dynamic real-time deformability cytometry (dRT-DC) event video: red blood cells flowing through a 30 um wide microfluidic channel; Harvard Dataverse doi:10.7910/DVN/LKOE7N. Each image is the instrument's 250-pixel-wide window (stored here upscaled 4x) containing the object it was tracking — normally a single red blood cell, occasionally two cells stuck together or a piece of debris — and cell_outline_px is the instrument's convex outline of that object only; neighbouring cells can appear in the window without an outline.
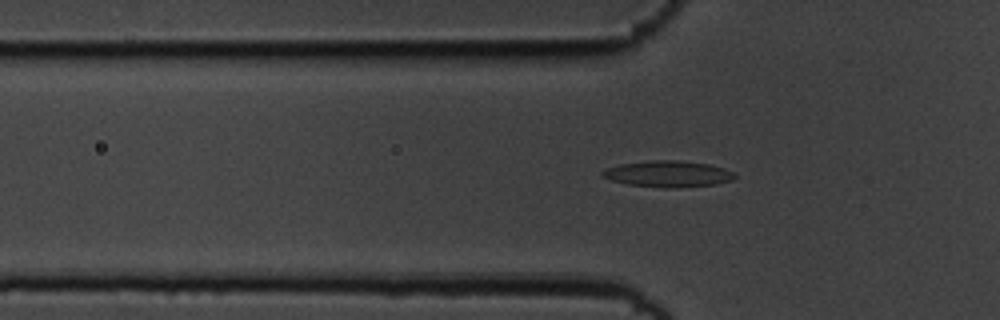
{"species": "common noctule bat (a hibernating species)", "species_latin": "Nyctalus noctula", "temperature_condition": "cold", "stored_images_in_passage": 57, "camera_frame_rate_fps": 3000, "um_per_image_px": 0.085, "animal": {"sex": "male", "body_mass_g": 19.5, "forearm_length_mm": 54.6}, "frame": {"image": 1, "passage_image": 19, "time_ms": 6.0, "image_size_px": [1000, 320], "cell_outline_px": [[736, 176], [732, 180], [716, 184], [672, 188], [668, 188], [628, 184], [612, 180], [600, 176], [600, 172], [608, 168], [620, 164], [652, 160], [680, 160], [708, 164], [724, 168], [732, 172]], "centroid_in_image_um": [56.77, 14.78], "position_along_channel_um": 69.0, "area_um2": 20.11}}
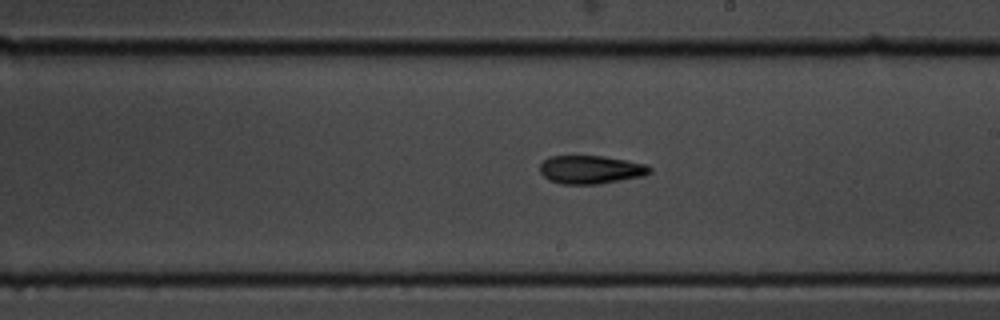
{"frame": {"image": 2, "passage_image": 33, "time_ms": 10.667, "image_size_px": [1000, 320], "cell_outline_px": [[652, 172], [644, 176], [596, 184], [560, 184], [548, 180], [540, 172], [540, 164], [548, 156], [604, 156], [648, 164], [652, 168]], "centroid_in_image_um": [50.23, 14.41], "position_along_channel_um": 238.8, "area_um2": 18.26}}
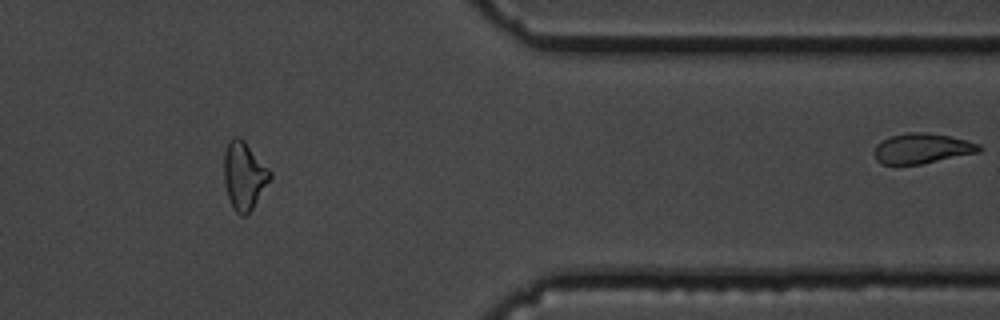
{"frame": {"image": 3, "passage_image": 47, "time_ms": 15.333, "image_size_px": [1000, 320], "cell_outline_px": [[272, 176], [252, 208], [244, 216], [240, 216], [236, 212], [228, 196], [224, 180], [224, 152], [228, 140], [232, 136], [236, 136], [244, 140], [272, 172]], "centroid_in_image_um": [20.73, 14.88], "position_along_channel_um": 390.7, "area_um2": 17.98}, "authors_computed_cell_mechanics": {"area_um2": 18.2648, "velocity_mm_per_s": 3.6462, "shape_relaxation_time_tau1_ms": 5.239, "shape_relaxation_time_tau2_ms": 5.0783, "deformation_change_tau1": 0.1411, "deformation_change_tau2": 0.1415}}